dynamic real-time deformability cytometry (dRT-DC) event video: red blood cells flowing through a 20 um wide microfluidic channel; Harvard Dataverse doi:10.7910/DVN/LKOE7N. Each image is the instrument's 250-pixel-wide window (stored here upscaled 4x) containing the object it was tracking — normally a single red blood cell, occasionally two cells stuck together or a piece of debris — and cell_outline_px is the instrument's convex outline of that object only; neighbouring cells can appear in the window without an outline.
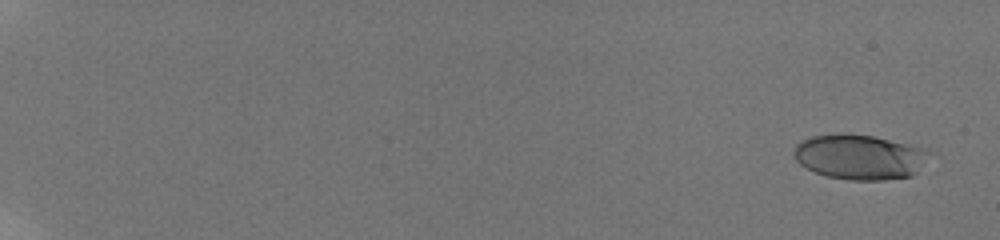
{"species": "human", "species_latin": "Homo sapiens", "temperature_condition": "room temperature", "stored_images_in_passage": 21, "camera_frame_rate_fps": 3000, "um_per_image_px": 0.085, "donor": {"sex": "male"}, "frame": {"image": 1, "passage_image": 1, "time_ms": 0.0, "image_size_px": [1000, 240], "cell_outline_px": [[920, 152], [916, 172], [912, 176], [884, 180], [848, 180], [828, 176], [816, 172], [800, 164], [796, 160], [792, 152], [796, 144], [800, 140], [812, 136], [840, 132], [844, 132], [872, 136], [920, 148]], "centroid_in_image_um": [72.84, 13.33], "position_along_channel_um": 12.2, "area_um2": 34.33}}
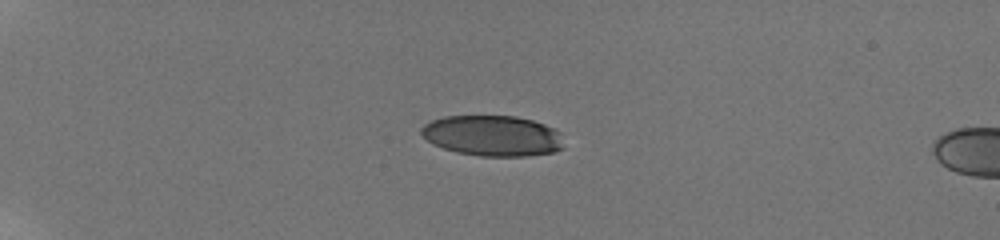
{"frame": {"image": 2, "passage_image": 16, "time_ms": 5.0, "image_size_px": [1000, 240], "cell_outline_px": [[564, 148], [552, 152], [528, 156], [480, 156], [456, 152], [432, 144], [420, 132], [420, 128], [424, 124], [432, 120], [444, 116], [516, 116], [532, 120], [544, 124], [560, 132]], "centroid_in_image_um": [41.86, 11.54], "position_along_channel_um": 43.1, "area_um2": 33.81}}